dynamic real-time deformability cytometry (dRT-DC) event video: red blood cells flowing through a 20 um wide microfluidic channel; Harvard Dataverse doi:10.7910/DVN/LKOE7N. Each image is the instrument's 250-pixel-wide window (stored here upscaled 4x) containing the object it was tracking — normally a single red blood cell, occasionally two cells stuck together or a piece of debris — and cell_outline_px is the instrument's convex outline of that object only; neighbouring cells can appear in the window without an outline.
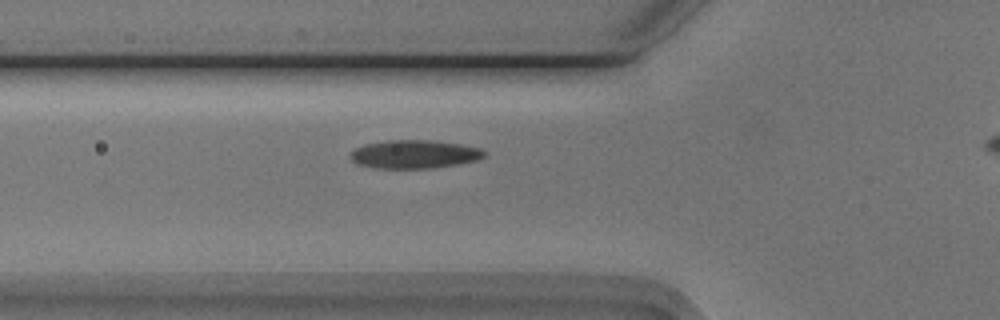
{"species": "Egyptian fruit bat (a non-hibernating species)", "species_latin": "Rousettus aegyptiacus", "temperature_condition": "cold", "stored_images_in_passage": 33, "camera_frame_rate_fps": 3000, "um_per_image_px": 0.085, "animal": {"sex": "male"}, "frame": {"image": 1, "passage_image": 2, "time_ms": 0.333, "image_size_px": [1000, 320], "cell_outline_px": [[488, 152], [484, 156], [476, 160], [460, 164], [432, 168], [376, 168], [356, 164], [348, 156], [356, 148], [364, 144], [388, 140], [428, 140], [460, 144], [480, 148]], "centroid_in_image_um": [35.22, 13.11], "position_along_channel_um": 90.6, "area_um2": 22.2}}
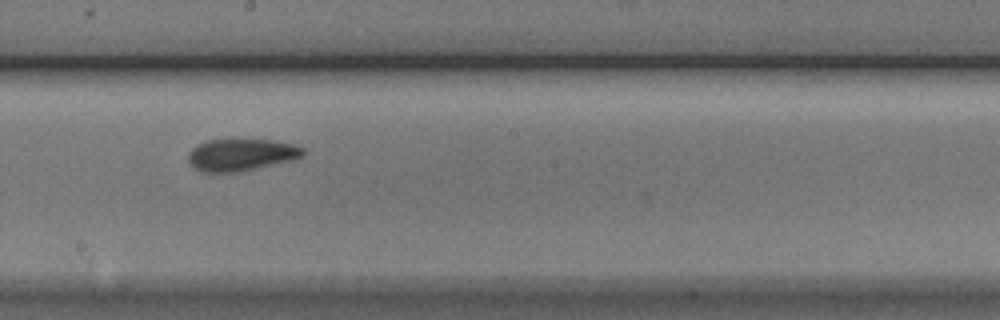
{"frame": {"image": 2, "passage_image": 13, "time_ms": 4.0, "image_size_px": [1000, 320], "cell_outline_px": [[308, 152], [304, 156], [292, 160], [236, 172], [204, 172], [196, 168], [188, 160], [188, 152], [196, 144], [208, 140], [232, 136], [236, 136], [272, 140], [292, 144], [304, 148]], "centroid_in_image_um": [20.51, 13.09], "position_along_channel_um": 227.7, "area_um2": 22.25}}
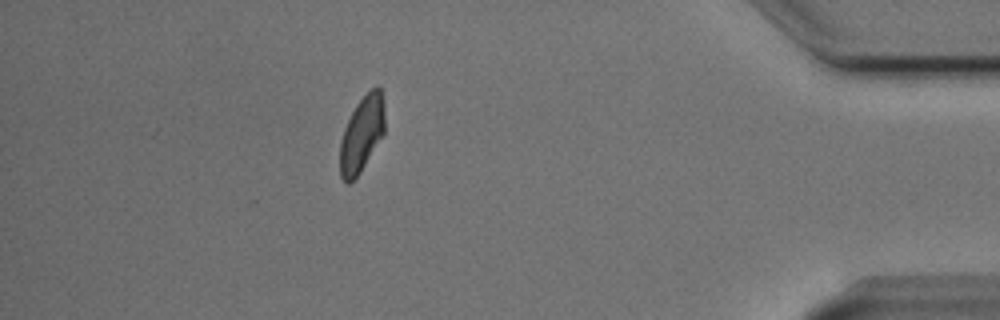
{"frame": {"image": 3, "passage_image": 31, "time_ms": 10.0, "image_size_px": [1000, 320], "cell_outline_px": [[384, 132], [360, 172], [348, 184], [340, 176], [340, 140], [344, 128], [356, 104], [376, 84], [380, 88], [384, 100]], "centroid_in_image_um": [30.75, 11.37], "position_along_channel_um": 404.5, "area_um2": 19.48}}